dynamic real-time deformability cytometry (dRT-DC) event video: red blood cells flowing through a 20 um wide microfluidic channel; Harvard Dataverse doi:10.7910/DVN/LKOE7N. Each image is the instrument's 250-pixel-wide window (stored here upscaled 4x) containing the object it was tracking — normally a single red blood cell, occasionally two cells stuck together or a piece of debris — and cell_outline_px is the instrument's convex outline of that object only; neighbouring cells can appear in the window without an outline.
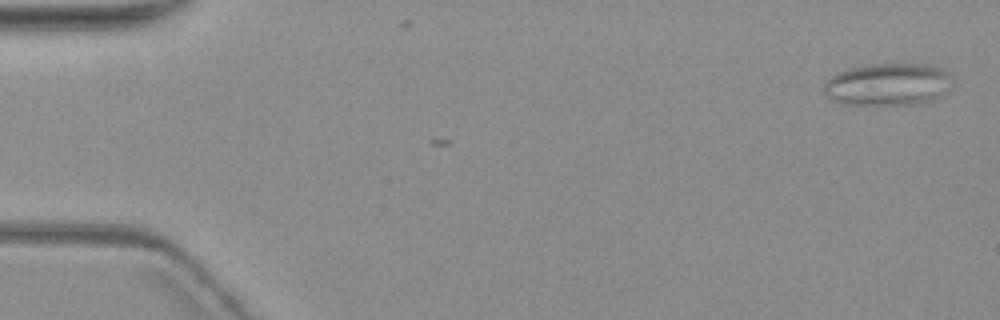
{"species": "common noctule bat (a hibernating species)", "species_latin": "Nyctalus noctula", "temperature_condition": "warm", "stored_images_in_passage": 2, "camera_frame_rate_fps": 3000, "um_per_image_px": 0.085, "animal": {"sex": "female", "body_mass_g": 19.3, "forearm_length_mm": 54.1}, "frame": {"image": 1, "passage_image": 1, "time_ms": 0.0, "image_size_px": [1000, 320], "cell_outline_px": [[952, 80], [928, 104], [840, 104], [832, 100], [824, 92], [824, 80], [848, 68], [868, 64], [932, 64], [948, 72], [952, 76]], "centroid_in_image_um": [75.42, 7.16], "position_along_channel_um": 9.6, "area_um2": 31.56}}